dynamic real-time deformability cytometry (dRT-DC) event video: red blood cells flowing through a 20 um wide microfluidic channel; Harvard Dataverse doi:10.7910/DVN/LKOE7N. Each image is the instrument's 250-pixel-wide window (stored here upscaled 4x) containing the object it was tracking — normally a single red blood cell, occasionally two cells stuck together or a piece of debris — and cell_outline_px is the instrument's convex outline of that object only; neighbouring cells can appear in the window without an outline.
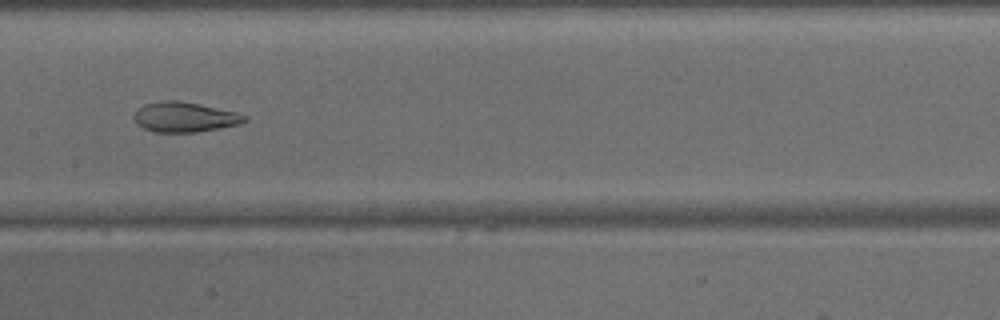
{"species": "common noctule bat (a hibernating species)", "species_latin": "Nyctalus noctula", "temperature_condition": "warm", "stored_images_in_passage": 41, "camera_frame_rate_fps": 3000, "um_per_image_px": 0.085, "animal": {"sex": "male", "body_mass_g": 15.6}, "frame": {"image": 1, "passage_image": 23, "time_ms": 7.333, "image_size_px": [1000, 320], "cell_outline_px": [[248, 120], [240, 124], [196, 132], [156, 132], [144, 128], [136, 124], [132, 116], [136, 108], [144, 104], [160, 100], [176, 100], [200, 104], [236, 112], [248, 116]], "centroid_in_image_um": [15.65, 9.94], "position_along_channel_um": 191.7, "area_um2": 19.54}}
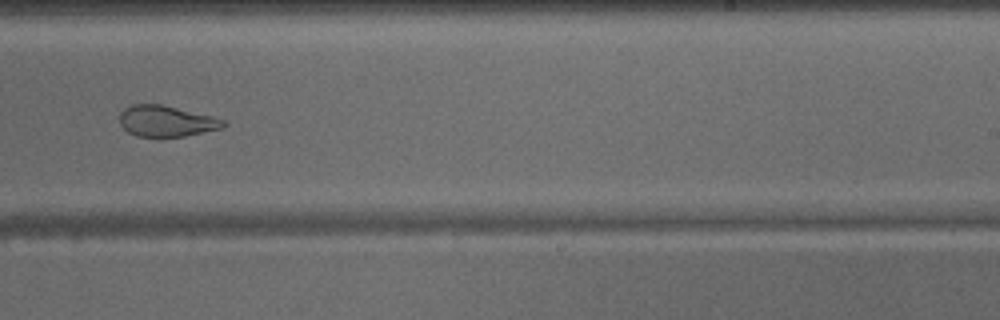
{"frame": {"image": 2, "passage_image": 29, "time_ms": 9.333, "image_size_px": [1000, 320], "cell_outline_px": [[228, 124], [220, 128], [184, 136], [136, 136], [128, 132], [120, 124], [120, 112], [124, 108], [132, 104], [160, 104], [212, 116], [224, 120]], "centroid_in_image_um": [14.11, 10.28], "position_along_channel_um": 274.9, "area_um2": 18.5}}
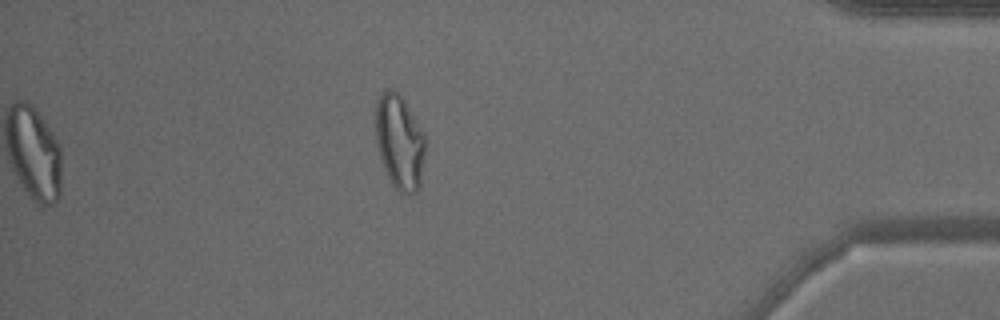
{"frame": {"image": 3, "passage_image": 41, "time_ms": 13.333, "image_size_px": [1000, 320], "cell_outline_px": [[424, 152], [420, 188], [416, 192], [400, 192], [392, 184], [384, 168], [380, 156], [376, 140], [376, 104], [384, 88], [396, 88], [400, 92], [424, 132]], "centroid_in_image_um": [33.96, 12.0], "position_along_channel_um": 401.2, "area_um2": 27.4}}